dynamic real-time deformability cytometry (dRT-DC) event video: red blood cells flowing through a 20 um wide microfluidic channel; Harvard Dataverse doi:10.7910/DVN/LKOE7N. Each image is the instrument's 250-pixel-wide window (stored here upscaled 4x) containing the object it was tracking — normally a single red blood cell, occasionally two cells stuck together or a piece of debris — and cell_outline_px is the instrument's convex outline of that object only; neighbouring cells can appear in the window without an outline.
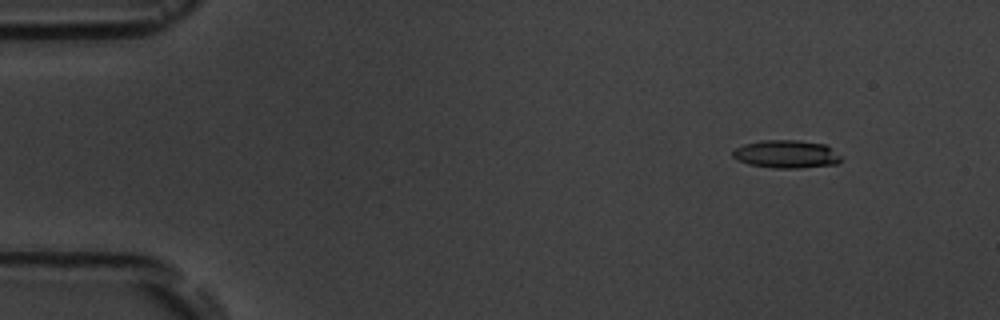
{"species": "common noctule bat (a hibernating species)", "species_latin": "Nyctalus noctula", "temperature_condition": "room temperature", "stored_images_in_passage": 5, "camera_frame_rate_fps": 3000, "um_per_image_px": 0.085, "animal": {"sex": "male", "body_mass_g": 19.5, "forearm_length_mm": 54.6}, "frame": {"image": 1, "passage_image": 2, "time_ms": 1.0, "image_size_px": [1000, 320], "cell_outline_px": [[840, 164], [800, 168], [772, 168], [748, 164], [736, 160], [732, 156], [732, 152], [736, 148], [744, 144], [764, 140], [796, 140], [824, 144], [840, 156]], "centroid_in_image_um": [66.81, 13.11], "position_along_channel_um": 18.2, "area_um2": 17.63}}
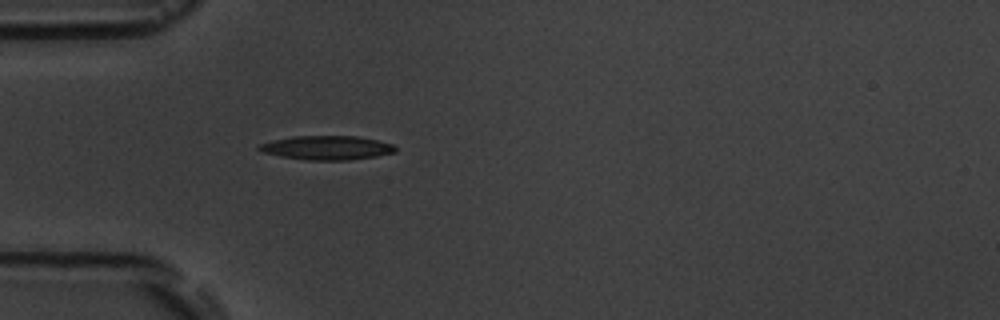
{"frame": {"image": 2, "passage_image": 5, "time_ms": 4.667, "image_size_px": [1000, 320], "cell_outline_px": [[396, 152], [376, 156], [348, 160], [304, 160], [280, 156], [264, 152], [256, 148], [260, 144], [272, 140], [292, 136], [356, 136], [376, 140], [392, 144], [396, 148]], "centroid_in_image_um": [27.76, 12.56], "position_along_channel_um": 57.2, "area_um2": 19.02}}